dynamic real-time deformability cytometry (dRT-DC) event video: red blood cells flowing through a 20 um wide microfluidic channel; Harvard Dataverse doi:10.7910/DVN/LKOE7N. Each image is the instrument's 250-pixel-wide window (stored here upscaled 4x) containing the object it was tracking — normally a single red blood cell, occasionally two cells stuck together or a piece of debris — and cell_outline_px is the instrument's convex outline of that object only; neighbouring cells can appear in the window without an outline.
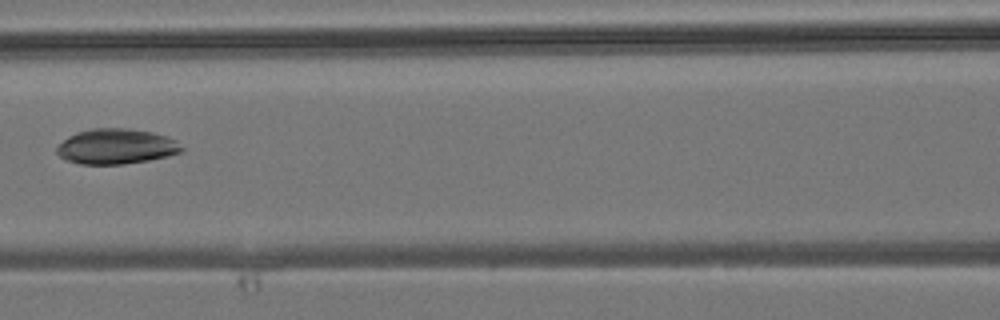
{"species": "common noctule bat (a hibernating species)", "species_latin": "Nyctalus noctula", "temperature_condition": "room temperature", "stored_images_in_passage": 6, "camera_frame_rate_fps": 3000, "um_per_image_px": 0.085, "animal": {"sex": "male", "body_mass_g": 19.2, "forearm_length_mm": 51.8}, "frame": {"image": 1, "passage_image": 5, "time_ms": 6.0, "image_size_px": [1000, 320], "cell_outline_px": [[184, 148], [180, 152], [168, 156], [148, 160], [124, 164], [80, 164], [64, 160], [56, 152], [56, 148], [68, 136], [76, 132], [92, 128], [128, 128], [152, 132], [176, 140]], "centroid_in_image_um": [9.86, 12.45], "position_along_channel_um": 156.7, "area_um2": 25.66}}
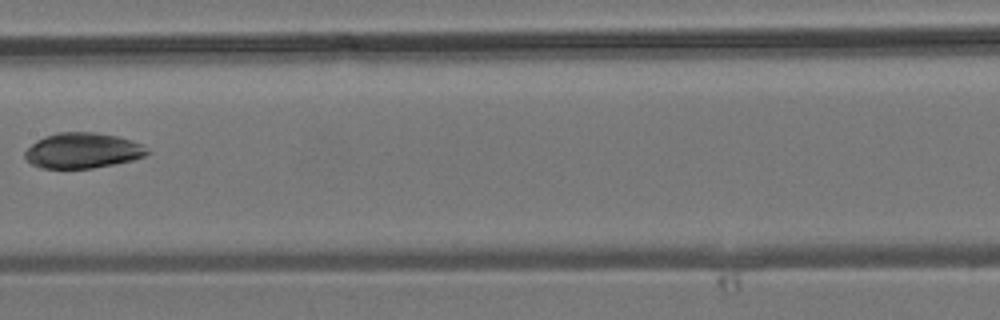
{"frame": {"image": 2, "passage_image": 6, "time_ms": 7.0, "image_size_px": [1000, 320], "cell_outline_px": [[152, 152], [144, 156], [132, 160], [116, 164], [92, 168], [40, 168], [32, 164], [24, 156], [24, 152], [36, 140], [44, 136], [60, 132], [96, 132], [116, 136], [132, 140], [140, 144]], "centroid_in_image_um": [7.03, 12.8], "position_along_channel_um": 200.4, "area_um2": 25.26}}